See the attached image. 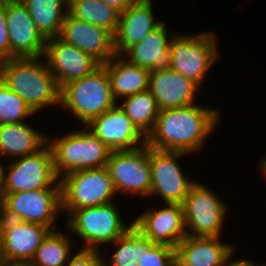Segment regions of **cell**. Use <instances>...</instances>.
<instances>
[{
    "label": "cell",
    "mask_w": 266,
    "mask_h": 266,
    "mask_svg": "<svg viewBox=\"0 0 266 266\" xmlns=\"http://www.w3.org/2000/svg\"><path fill=\"white\" fill-rule=\"evenodd\" d=\"M61 209L66 216L85 207L114 202L117 194L106 167L85 169L60 178Z\"/></svg>",
    "instance_id": "obj_7"
},
{
    "label": "cell",
    "mask_w": 266,
    "mask_h": 266,
    "mask_svg": "<svg viewBox=\"0 0 266 266\" xmlns=\"http://www.w3.org/2000/svg\"><path fill=\"white\" fill-rule=\"evenodd\" d=\"M235 249H233L228 256L225 259V262L223 264V266H266V265H259L256 264L255 262H253V260H248L246 258H242V259H237L236 258L231 261L233 255H234Z\"/></svg>",
    "instance_id": "obj_34"
},
{
    "label": "cell",
    "mask_w": 266,
    "mask_h": 266,
    "mask_svg": "<svg viewBox=\"0 0 266 266\" xmlns=\"http://www.w3.org/2000/svg\"><path fill=\"white\" fill-rule=\"evenodd\" d=\"M199 88L191 79L171 69L149 73L148 90L160 111L195 104Z\"/></svg>",
    "instance_id": "obj_20"
},
{
    "label": "cell",
    "mask_w": 266,
    "mask_h": 266,
    "mask_svg": "<svg viewBox=\"0 0 266 266\" xmlns=\"http://www.w3.org/2000/svg\"><path fill=\"white\" fill-rule=\"evenodd\" d=\"M21 1L26 5L36 27L46 39L60 35L62 24L68 13L67 0Z\"/></svg>",
    "instance_id": "obj_25"
},
{
    "label": "cell",
    "mask_w": 266,
    "mask_h": 266,
    "mask_svg": "<svg viewBox=\"0 0 266 266\" xmlns=\"http://www.w3.org/2000/svg\"><path fill=\"white\" fill-rule=\"evenodd\" d=\"M264 177L266 179V156L262 157L259 161V167H258Z\"/></svg>",
    "instance_id": "obj_37"
},
{
    "label": "cell",
    "mask_w": 266,
    "mask_h": 266,
    "mask_svg": "<svg viewBox=\"0 0 266 266\" xmlns=\"http://www.w3.org/2000/svg\"><path fill=\"white\" fill-rule=\"evenodd\" d=\"M220 112L213 107L191 104L161 110L153 130L146 137V144L163 151L197 153L218 126Z\"/></svg>",
    "instance_id": "obj_1"
},
{
    "label": "cell",
    "mask_w": 266,
    "mask_h": 266,
    "mask_svg": "<svg viewBox=\"0 0 266 266\" xmlns=\"http://www.w3.org/2000/svg\"><path fill=\"white\" fill-rule=\"evenodd\" d=\"M70 235L59 230L51 231L43 240L29 266H65L73 253Z\"/></svg>",
    "instance_id": "obj_28"
},
{
    "label": "cell",
    "mask_w": 266,
    "mask_h": 266,
    "mask_svg": "<svg viewBox=\"0 0 266 266\" xmlns=\"http://www.w3.org/2000/svg\"><path fill=\"white\" fill-rule=\"evenodd\" d=\"M162 208L145 210L133 221V226L153 243L176 248L187 236L182 204H165Z\"/></svg>",
    "instance_id": "obj_15"
},
{
    "label": "cell",
    "mask_w": 266,
    "mask_h": 266,
    "mask_svg": "<svg viewBox=\"0 0 266 266\" xmlns=\"http://www.w3.org/2000/svg\"><path fill=\"white\" fill-rule=\"evenodd\" d=\"M43 58L61 89L67 83L94 73L102 64L59 36L47 39Z\"/></svg>",
    "instance_id": "obj_13"
},
{
    "label": "cell",
    "mask_w": 266,
    "mask_h": 266,
    "mask_svg": "<svg viewBox=\"0 0 266 266\" xmlns=\"http://www.w3.org/2000/svg\"><path fill=\"white\" fill-rule=\"evenodd\" d=\"M5 195V166L0 162V199Z\"/></svg>",
    "instance_id": "obj_36"
},
{
    "label": "cell",
    "mask_w": 266,
    "mask_h": 266,
    "mask_svg": "<svg viewBox=\"0 0 266 266\" xmlns=\"http://www.w3.org/2000/svg\"><path fill=\"white\" fill-rule=\"evenodd\" d=\"M68 13L113 35L117 31L120 12L102 0H71L68 2Z\"/></svg>",
    "instance_id": "obj_26"
},
{
    "label": "cell",
    "mask_w": 266,
    "mask_h": 266,
    "mask_svg": "<svg viewBox=\"0 0 266 266\" xmlns=\"http://www.w3.org/2000/svg\"><path fill=\"white\" fill-rule=\"evenodd\" d=\"M117 104L103 65L94 73L67 83L60 92V107L71 111L84 126Z\"/></svg>",
    "instance_id": "obj_4"
},
{
    "label": "cell",
    "mask_w": 266,
    "mask_h": 266,
    "mask_svg": "<svg viewBox=\"0 0 266 266\" xmlns=\"http://www.w3.org/2000/svg\"><path fill=\"white\" fill-rule=\"evenodd\" d=\"M8 164L5 166V194L60 185L48 144L38 152L12 160Z\"/></svg>",
    "instance_id": "obj_11"
},
{
    "label": "cell",
    "mask_w": 266,
    "mask_h": 266,
    "mask_svg": "<svg viewBox=\"0 0 266 266\" xmlns=\"http://www.w3.org/2000/svg\"><path fill=\"white\" fill-rule=\"evenodd\" d=\"M10 59V40L6 24V1L0 2V62Z\"/></svg>",
    "instance_id": "obj_33"
},
{
    "label": "cell",
    "mask_w": 266,
    "mask_h": 266,
    "mask_svg": "<svg viewBox=\"0 0 266 266\" xmlns=\"http://www.w3.org/2000/svg\"><path fill=\"white\" fill-rule=\"evenodd\" d=\"M163 21L156 29L145 36L140 42L131 46L124 54V58L131 64L148 69L150 72L169 70L171 67L170 42ZM127 55V57H126Z\"/></svg>",
    "instance_id": "obj_21"
},
{
    "label": "cell",
    "mask_w": 266,
    "mask_h": 266,
    "mask_svg": "<svg viewBox=\"0 0 266 266\" xmlns=\"http://www.w3.org/2000/svg\"><path fill=\"white\" fill-rule=\"evenodd\" d=\"M2 220V200L0 199V222Z\"/></svg>",
    "instance_id": "obj_40"
},
{
    "label": "cell",
    "mask_w": 266,
    "mask_h": 266,
    "mask_svg": "<svg viewBox=\"0 0 266 266\" xmlns=\"http://www.w3.org/2000/svg\"><path fill=\"white\" fill-rule=\"evenodd\" d=\"M152 0H135L120 13L114 46L117 55H123L131 46L140 42L163 21L155 20Z\"/></svg>",
    "instance_id": "obj_19"
},
{
    "label": "cell",
    "mask_w": 266,
    "mask_h": 266,
    "mask_svg": "<svg viewBox=\"0 0 266 266\" xmlns=\"http://www.w3.org/2000/svg\"><path fill=\"white\" fill-rule=\"evenodd\" d=\"M115 203L72 210L66 216L68 235L74 233L84 241L81 249L100 250L99 246L115 242L133 226L123 221Z\"/></svg>",
    "instance_id": "obj_5"
},
{
    "label": "cell",
    "mask_w": 266,
    "mask_h": 266,
    "mask_svg": "<svg viewBox=\"0 0 266 266\" xmlns=\"http://www.w3.org/2000/svg\"><path fill=\"white\" fill-rule=\"evenodd\" d=\"M129 266H139V265H138L137 261H135V262L130 263Z\"/></svg>",
    "instance_id": "obj_41"
},
{
    "label": "cell",
    "mask_w": 266,
    "mask_h": 266,
    "mask_svg": "<svg viewBox=\"0 0 266 266\" xmlns=\"http://www.w3.org/2000/svg\"><path fill=\"white\" fill-rule=\"evenodd\" d=\"M12 58L0 62V79L21 97L34 113L48 106H60V92L46 60Z\"/></svg>",
    "instance_id": "obj_2"
},
{
    "label": "cell",
    "mask_w": 266,
    "mask_h": 266,
    "mask_svg": "<svg viewBox=\"0 0 266 266\" xmlns=\"http://www.w3.org/2000/svg\"><path fill=\"white\" fill-rule=\"evenodd\" d=\"M189 153L181 151H163L150 147L151 196H160L166 204H183L191 186V180L183 173L178 159Z\"/></svg>",
    "instance_id": "obj_12"
},
{
    "label": "cell",
    "mask_w": 266,
    "mask_h": 266,
    "mask_svg": "<svg viewBox=\"0 0 266 266\" xmlns=\"http://www.w3.org/2000/svg\"><path fill=\"white\" fill-rule=\"evenodd\" d=\"M61 209V186L52 185L33 191L5 194L2 199V218L37 223L57 230Z\"/></svg>",
    "instance_id": "obj_8"
},
{
    "label": "cell",
    "mask_w": 266,
    "mask_h": 266,
    "mask_svg": "<svg viewBox=\"0 0 266 266\" xmlns=\"http://www.w3.org/2000/svg\"><path fill=\"white\" fill-rule=\"evenodd\" d=\"M6 24L10 40V59L44 56L47 39L38 30L21 0L6 1Z\"/></svg>",
    "instance_id": "obj_14"
},
{
    "label": "cell",
    "mask_w": 266,
    "mask_h": 266,
    "mask_svg": "<svg viewBox=\"0 0 266 266\" xmlns=\"http://www.w3.org/2000/svg\"><path fill=\"white\" fill-rule=\"evenodd\" d=\"M153 244L132 226L124 235L111 243L117 247L108 262L104 261V266H129L130 263L138 261Z\"/></svg>",
    "instance_id": "obj_29"
},
{
    "label": "cell",
    "mask_w": 266,
    "mask_h": 266,
    "mask_svg": "<svg viewBox=\"0 0 266 266\" xmlns=\"http://www.w3.org/2000/svg\"><path fill=\"white\" fill-rule=\"evenodd\" d=\"M107 5L114 7L120 13L126 10L135 0H102Z\"/></svg>",
    "instance_id": "obj_35"
},
{
    "label": "cell",
    "mask_w": 266,
    "mask_h": 266,
    "mask_svg": "<svg viewBox=\"0 0 266 266\" xmlns=\"http://www.w3.org/2000/svg\"><path fill=\"white\" fill-rule=\"evenodd\" d=\"M3 254L8 264H29L36 250L52 231L37 223L2 218Z\"/></svg>",
    "instance_id": "obj_17"
},
{
    "label": "cell",
    "mask_w": 266,
    "mask_h": 266,
    "mask_svg": "<svg viewBox=\"0 0 266 266\" xmlns=\"http://www.w3.org/2000/svg\"><path fill=\"white\" fill-rule=\"evenodd\" d=\"M221 238L186 236L175 248L176 266H223L235 247Z\"/></svg>",
    "instance_id": "obj_22"
},
{
    "label": "cell",
    "mask_w": 266,
    "mask_h": 266,
    "mask_svg": "<svg viewBox=\"0 0 266 266\" xmlns=\"http://www.w3.org/2000/svg\"><path fill=\"white\" fill-rule=\"evenodd\" d=\"M47 135L27 122L0 125V157L15 160L34 154L47 144Z\"/></svg>",
    "instance_id": "obj_23"
},
{
    "label": "cell",
    "mask_w": 266,
    "mask_h": 266,
    "mask_svg": "<svg viewBox=\"0 0 266 266\" xmlns=\"http://www.w3.org/2000/svg\"><path fill=\"white\" fill-rule=\"evenodd\" d=\"M55 137L48 134L47 144L59 179L73 172L106 167L112 151L86 127Z\"/></svg>",
    "instance_id": "obj_3"
},
{
    "label": "cell",
    "mask_w": 266,
    "mask_h": 266,
    "mask_svg": "<svg viewBox=\"0 0 266 266\" xmlns=\"http://www.w3.org/2000/svg\"><path fill=\"white\" fill-rule=\"evenodd\" d=\"M100 250L80 249L68 259L65 266H104L105 257Z\"/></svg>",
    "instance_id": "obj_32"
},
{
    "label": "cell",
    "mask_w": 266,
    "mask_h": 266,
    "mask_svg": "<svg viewBox=\"0 0 266 266\" xmlns=\"http://www.w3.org/2000/svg\"><path fill=\"white\" fill-rule=\"evenodd\" d=\"M59 37L83 50L102 65L117 55L114 35L102 28L76 19L67 13Z\"/></svg>",
    "instance_id": "obj_18"
},
{
    "label": "cell",
    "mask_w": 266,
    "mask_h": 266,
    "mask_svg": "<svg viewBox=\"0 0 266 266\" xmlns=\"http://www.w3.org/2000/svg\"><path fill=\"white\" fill-rule=\"evenodd\" d=\"M219 195L196 181L183 202L187 236L222 237V227L229 211Z\"/></svg>",
    "instance_id": "obj_9"
},
{
    "label": "cell",
    "mask_w": 266,
    "mask_h": 266,
    "mask_svg": "<svg viewBox=\"0 0 266 266\" xmlns=\"http://www.w3.org/2000/svg\"><path fill=\"white\" fill-rule=\"evenodd\" d=\"M137 263L139 266H176L175 248L154 243L146 253L140 256Z\"/></svg>",
    "instance_id": "obj_31"
},
{
    "label": "cell",
    "mask_w": 266,
    "mask_h": 266,
    "mask_svg": "<svg viewBox=\"0 0 266 266\" xmlns=\"http://www.w3.org/2000/svg\"><path fill=\"white\" fill-rule=\"evenodd\" d=\"M35 113L27 103L0 79V125L26 122Z\"/></svg>",
    "instance_id": "obj_30"
},
{
    "label": "cell",
    "mask_w": 266,
    "mask_h": 266,
    "mask_svg": "<svg viewBox=\"0 0 266 266\" xmlns=\"http://www.w3.org/2000/svg\"><path fill=\"white\" fill-rule=\"evenodd\" d=\"M106 168L117 194L150 197L152 181L147 144L134 150L112 151Z\"/></svg>",
    "instance_id": "obj_10"
},
{
    "label": "cell",
    "mask_w": 266,
    "mask_h": 266,
    "mask_svg": "<svg viewBox=\"0 0 266 266\" xmlns=\"http://www.w3.org/2000/svg\"><path fill=\"white\" fill-rule=\"evenodd\" d=\"M111 151L134 150L146 144V137L117 104L85 125Z\"/></svg>",
    "instance_id": "obj_16"
},
{
    "label": "cell",
    "mask_w": 266,
    "mask_h": 266,
    "mask_svg": "<svg viewBox=\"0 0 266 266\" xmlns=\"http://www.w3.org/2000/svg\"><path fill=\"white\" fill-rule=\"evenodd\" d=\"M110 78L111 89L116 101L148 90V69L131 64L123 55H115L103 64Z\"/></svg>",
    "instance_id": "obj_24"
},
{
    "label": "cell",
    "mask_w": 266,
    "mask_h": 266,
    "mask_svg": "<svg viewBox=\"0 0 266 266\" xmlns=\"http://www.w3.org/2000/svg\"><path fill=\"white\" fill-rule=\"evenodd\" d=\"M5 266H29L28 264H6Z\"/></svg>",
    "instance_id": "obj_39"
},
{
    "label": "cell",
    "mask_w": 266,
    "mask_h": 266,
    "mask_svg": "<svg viewBox=\"0 0 266 266\" xmlns=\"http://www.w3.org/2000/svg\"><path fill=\"white\" fill-rule=\"evenodd\" d=\"M121 103H118L121 109L127 114L136 128L147 137L153 130L160 112L153 94L146 90L125 97Z\"/></svg>",
    "instance_id": "obj_27"
},
{
    "label": "cell",
    "mask_w": 266,
    "mask_h": 266,
    "mask_svg": "<svg viewBox=\"0 0 266 266\" xmlns=\"http://www.w3.org/2000/svg\"><path fill=\"white\" fill-rule=\"evenodd\" d=\"M216 37L211 31L197 35L174 33L170 42V69L191 79L201 89L207 72L220 57Z\"/></svg>",
    "instance_id": "obj_6"
},
{
    "label": "cell",
    "mask_w": 266,
    "mask_h": 266,
    "mask_svg": "<svg viewBox=\"0 0 266 266\" xmlns=\"http://www.w3.org/2000/svg\"><path fill=\"white\" fill-rule=\"evenodd\" d=\"M7 264L4 254H3V244H2V235L0 231V266H5Z\"/></svg>",
    "instance_id": "obj_38"
}]
</instances>
